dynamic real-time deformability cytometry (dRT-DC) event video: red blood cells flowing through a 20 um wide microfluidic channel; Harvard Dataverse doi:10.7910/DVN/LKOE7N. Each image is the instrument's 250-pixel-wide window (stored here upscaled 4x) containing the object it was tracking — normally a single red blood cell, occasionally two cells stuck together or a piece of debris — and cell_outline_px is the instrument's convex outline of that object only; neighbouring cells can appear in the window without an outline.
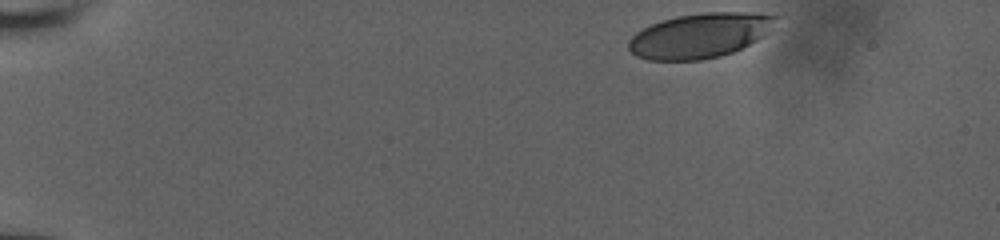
{"species": "human", "species_latin": "Homo sapiens", "temperature_condition": "room temperature", "stored_images_in_passage": 41, "camera_frame_rate_fps": 3000, "um_per_image_px": 0.085, "donor": {"sex": "male"}, "frame": {"image": 1, "passage_image": 1, "time_ms": 0.0, "image_size_px": [1000, 240], "cell_outline_px": [[780, 16], [756, 40], [732, 52], [720, 56], [700, 60], [648, 60], [636, 56], [628, 48], [628, 40], [636, 32], [652, 24], [676, 16], [704, 12], [756, 12]], "centroid_in_image_um": [59.44, 3.01], "position_along_channel_um": 25.6, "area_um2": 37.92}}
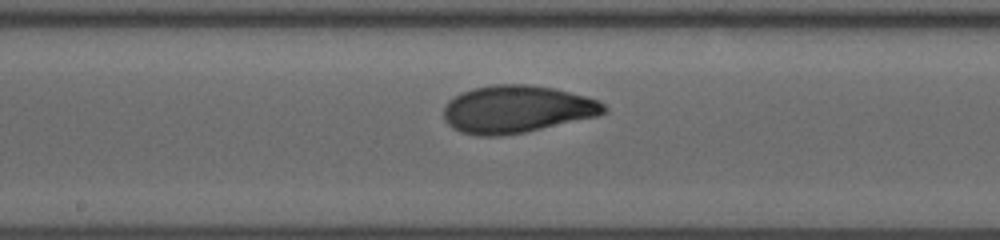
{"frame": {"image": 2, "passage_image": 24, "time_ms": 7.667, "image_size_px": [1000, 240], "cell_outline_px": [[608, 112], [596, 116], [524, 132], [504, 136], [476, 136], [460, 132], [452, 128], [444, 120], [444, 108], [448, 100], [472, 88], [492, 84], [528, 84], [556, 88], [600, 100], [608, 108]], "centroid_in_image_um": [43.92, 9.28], "position_along_channel_um": 204.3, "area_um2": 44.56}}
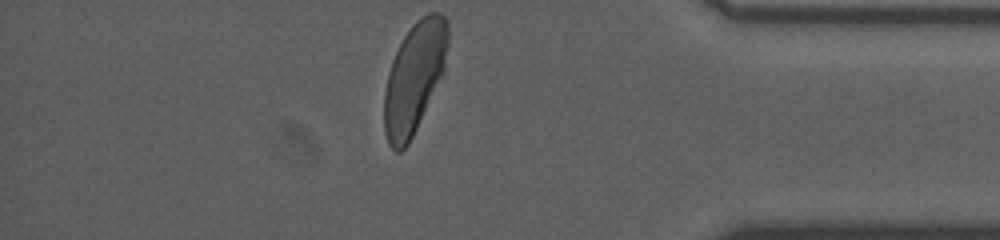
{"frame": {"image": 3, "passage_image": 41, "time_ms": 13.333, "image_size_px": [1000, 240], "cell_outline_px": [[448, 44], [444, 72], [408, 144], [400, 152], [396, 152], [388, 144], [384, 132], [384, 92], [388, 72], [392, 60], [404, 36], [412, 24], [416, 20], [428, 12], [440, 12], [444, 16], [448, 24]], "centroid_in_image_um": [35.21, 6.58], "position_along_channel_um": 400.0, "area_um2": 41.04}, "authors_computed_cell_mechanics": {"area_um2": 42.772, "velocity_mm_per_s": 3.8797, "shape_relaxation_time_tau1_ms": 4.4204, "shape_relaxation_time_tau2_ms": 0.9233, "deformation_change_tau1": 0.1831, "deformation_change_tau2": 0.0507}}